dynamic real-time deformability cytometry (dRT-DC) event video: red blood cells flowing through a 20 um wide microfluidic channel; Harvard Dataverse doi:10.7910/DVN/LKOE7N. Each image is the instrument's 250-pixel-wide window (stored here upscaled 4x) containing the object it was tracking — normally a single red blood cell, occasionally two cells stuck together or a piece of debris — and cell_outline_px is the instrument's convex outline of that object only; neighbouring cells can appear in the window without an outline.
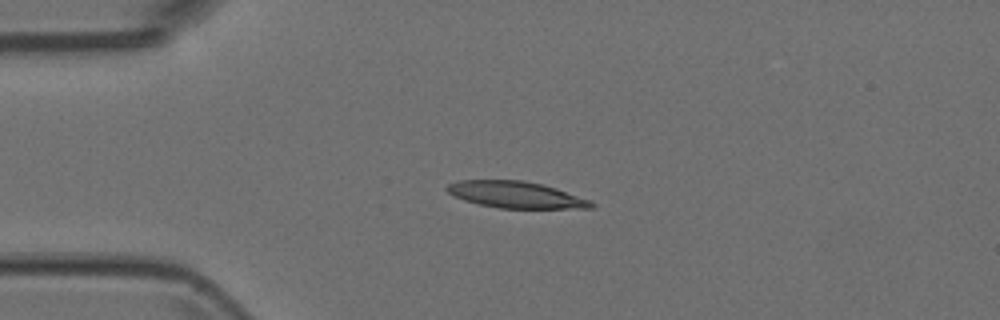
{"species": "Egyptian fruit bat (a non-hibernating species)", "species_latin": "Rousettus aegyptiacus", "temperature_condition": "room temperature", "stored_images_in_passage": 2, "camera_frame_rate_fps": 3000, "um_per_image_px": 0.085, "animal": {"sex": "female"}, "frame": {"image": 1, "passage_image": 1, "time_ms": 0.0, "image_size_px": [1000, 320], "cell_outline_px": [[596, 204], [592, 208], [500, 208], [480, 204], [464, 200], [448, 192], [444, 188], [448, 184], [460, 180], [524, 180], [544, 184], [592, 200]], "centroid_in_image_um": [43.89, 16.54], "position_along_channel_um": 41.1, "area_um2": 22.37}}